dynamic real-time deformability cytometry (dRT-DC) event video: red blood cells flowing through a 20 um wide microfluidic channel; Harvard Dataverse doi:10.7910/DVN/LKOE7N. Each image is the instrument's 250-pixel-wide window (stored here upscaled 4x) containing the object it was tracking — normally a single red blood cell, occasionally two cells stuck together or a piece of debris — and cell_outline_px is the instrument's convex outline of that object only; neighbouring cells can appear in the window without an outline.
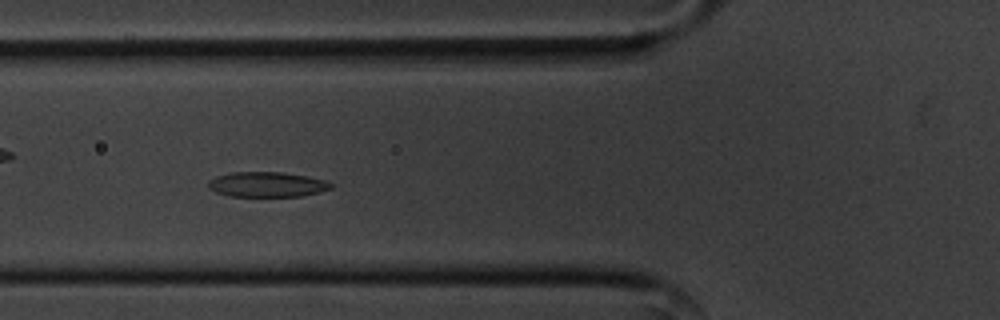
{"species": "common noctule bat (a hibernating species)", "species_latin": "Nyctalus noctula", "temperature_condition": "cold", "stored_images_in_passage": 53, "camera_frame_rate_fps": 3000, "um_per_image_px": 0.085, "animal": {"sex": "male", "body_mass_g": 20.1, "forearm_length_mm": 53.5}, "frame": {"image": 1, "passage_image": 17, "time_ms": 5.333, "image_size_px": [1000, 320], "cell_outline_px": [[332, 188], [320, 192], [300, 196], [228, 196], [216, 192], [208, 188], [208, 180], [216, 176], [232, 172], [280, 172], [304, 176], [324, 180], [332, 184]], "centroid_in_image_um": [22.65, 15.68], "position_along_channel_um": 103.2, "area_um2": 17.8}}
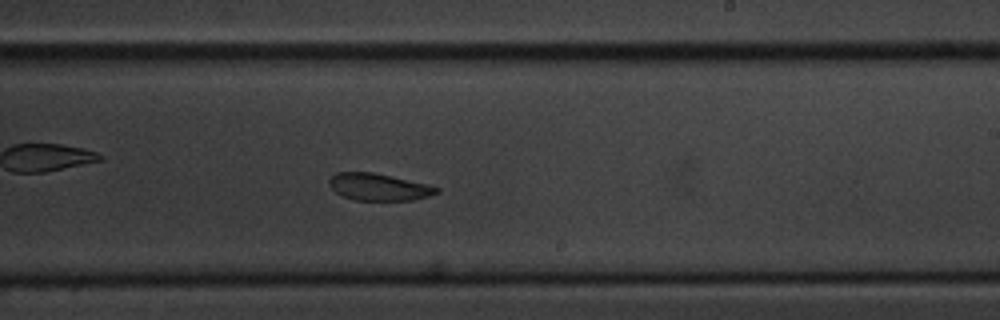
{"frame": {"image": 2, "passage_image": 30, "time_ms": 9.667, "image_size_px": [1000, 320], "cell_outline_px": [[440, 192], [416, 200], [356, 200], [340, 196], [328, 184], [328, 180], [336, 172], [372, 172], [392, 176], [428, 184], [440, 188]], "centroid_in_image_um": [32.19, 15.89], "position_along_channel_um": 256.8, "area_um2": 17.05}}
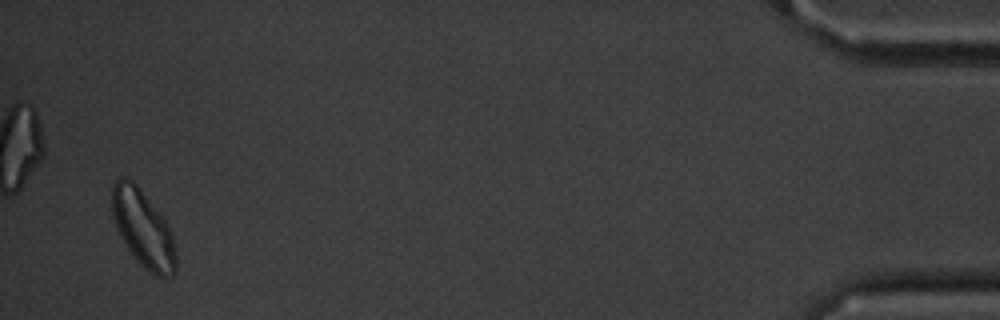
{"frame": {"image": 3, "passage_image": 51, "time_ms": 16.667, "image_size_px": [1000, 320], "cell_outline_px": [[176, 272], [172, 276], [164, 280], [156, 276], [144, 268], [140, 264], [128, 248], [120, 236], [116, 228], [112, 216], [112, 184], [116, 180], [124, 176], [132, 180], [140, 188], [164, 220], [172, 236], [176, 252]], "centroid_in_image_um": [12.16, 19.47], "position_along_channel_um": 423.0, "area_um2": 28.55}, "authors_computed_cell_mechanics": {"area_um2": 18.3804, "velocity_mm_per_s": 3.5444, "shape_relaxation_time_tau1_ms": 2.0112, "shape_relaxation_time_tau2_ms": 4.8484, "deformation_change_tau1": 0.0784, "deformation_change_tau2": 0.0914}}